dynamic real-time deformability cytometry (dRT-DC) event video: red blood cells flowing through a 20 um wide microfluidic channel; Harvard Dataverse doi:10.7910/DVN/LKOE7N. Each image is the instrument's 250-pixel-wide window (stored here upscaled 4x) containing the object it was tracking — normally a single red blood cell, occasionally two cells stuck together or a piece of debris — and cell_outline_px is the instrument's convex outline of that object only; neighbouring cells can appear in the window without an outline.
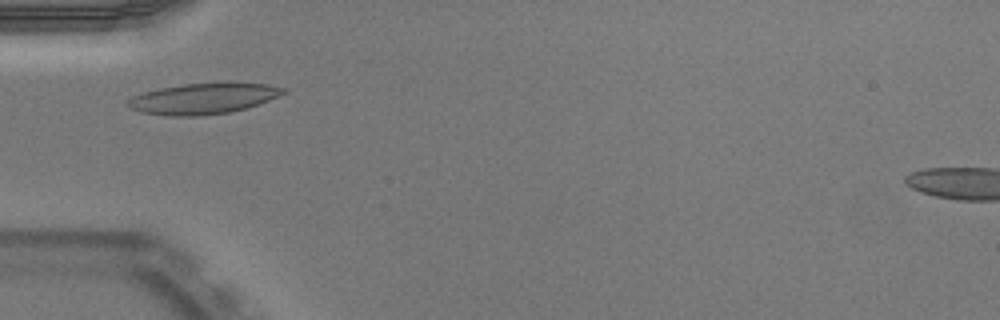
{"species": "Egyptian fruit bat (a non-hibernating species)", "species_latin": "Rousettus aegyptiacus", "temperature_condition": "warm", "stored_images_in_passage": 33, "camera_frame_rate_fps": 3000, "um_per_image_px": 0.085, "animal": {"sex": "male"}, "frame": {"image": 1, "passage_image": 1, "time_ms": 0.0, "image_size_px": [1000, 320], "cell_outline_px": [[288, 92], [280, 96], [244, 108], [228, 112], [196, 116], [168, 116], [140, 112], [128, 108], [124, 104], [132, 96], [144, 92], [160, 88], [184, 84], [268, 84], [288, 88]], "centroid_in_image_um": [17.22, 8.39], "position_along_channel_um": 67.8, "area_um2": 27.51}}
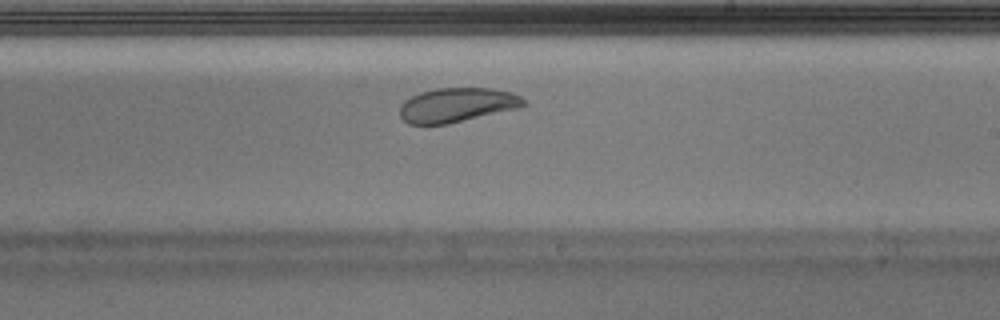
{"frame": {"image": 2, "passage_image": 15, "time_ms": 4.667, "image_size_px": [1000, 320], "cell_outline_px": [[528, 104], [520, 108], [448, 124], [408, 124], [400, 116], [400, 104], [404, 100], [420, 92], [436, 88], [492, 88], [512, 92], [520, 96]], "centroid_in_image_um": [38.86, 8.92], "position_along_channel_um": 250.1, "area_um2": 24.97}, "authors_computed_cell_mechanics": {"area_um2": 26.1256, "velocity_mm_per_s": 3.9125, "shape_relaxation_time_tau1_ms": 5.1522, "shape_relaxation_time_tau2_ms": 1.4626, "deformation_change_tau1": 0.1376, "deformation_change_tau2": 0.0661}}